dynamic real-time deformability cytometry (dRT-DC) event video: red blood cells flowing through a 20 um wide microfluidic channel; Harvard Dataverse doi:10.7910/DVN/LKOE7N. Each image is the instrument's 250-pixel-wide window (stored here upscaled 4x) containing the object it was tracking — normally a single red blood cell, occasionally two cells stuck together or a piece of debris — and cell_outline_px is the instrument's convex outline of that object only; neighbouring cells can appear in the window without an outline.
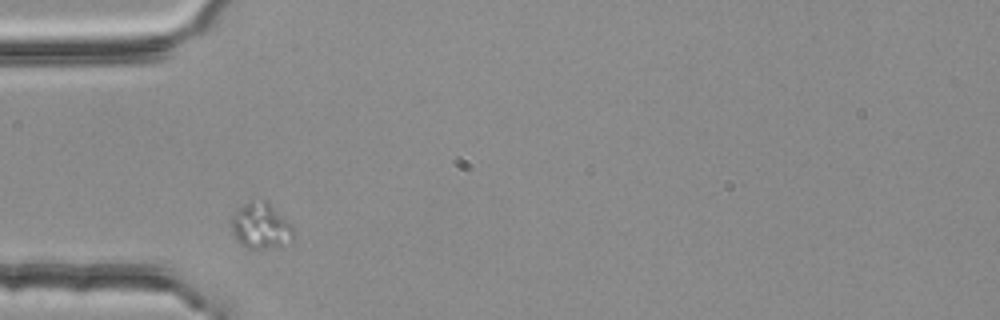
{"species": "common noctule bat (a hibernating species)", "species_latin": "Nyctalus noctula", "temperature_condition": "room temperature", "stored_images_in_passage": 2, "camera_frame_rate_fps": 3000, "um_per_image_px": 0.085, "animal": {"sex": "female", "body_mass_g": 25.1}, "frame": {"image": 1, "passage_image": 1, "time_ms": 0.0, "image_size_px": [1000, 320], "cell_outline_px": [[292, 240], [280, 244], [264, 248], [248, 248], [240, 244], [236, 240], [232, 232], [232, 216], [248, 200], [264, 200], [292, 228]], "centroid_in_image_um": [22.08, 19.2], "position_along_channel_um": 62.9, "area_um2": 15.66}}